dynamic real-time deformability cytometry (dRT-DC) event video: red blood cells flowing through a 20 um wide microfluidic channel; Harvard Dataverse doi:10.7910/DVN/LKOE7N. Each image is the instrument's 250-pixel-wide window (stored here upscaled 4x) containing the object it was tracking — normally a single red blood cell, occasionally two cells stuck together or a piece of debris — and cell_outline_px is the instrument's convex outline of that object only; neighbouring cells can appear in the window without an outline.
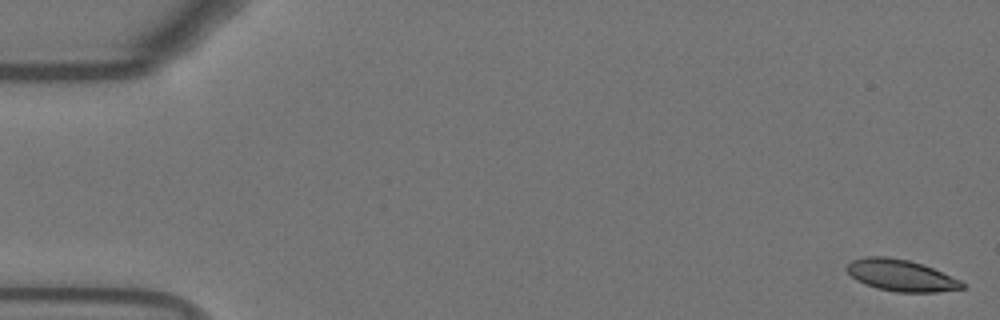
{"species": "Egyptian fruit bat (a non-hibernating species)", "species_latin": "Rousettus aegyptiacus", "temperature_condition": "warm", "stored_images_in_passage": 55, "camera_frame_rate_fps": 3000, "um_per_image_px": 0.085, "animal": {"sex": "female"}, "frame": {"image": 1, "passage_image": 1, "time_ms": 0.0, "image_size_px": [1000, 320], "cell_outline_px": [[964, 288], [936, 292], [896, 292], [876, 288], [864, 284], [856, 280], [848, 272], [848, 264], [852, 260], [864, 256], [888, 256], [908, 260], [924, 264], [960, 280], [964, 284]], "centroid_in_image_um": [76.57, 23.4], "position_along_channel_um": 8.4, "area_um2": 21.21}}
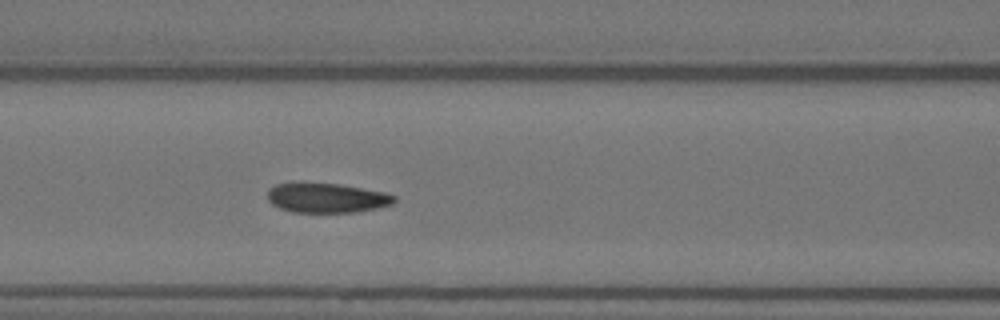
{"frame": {"image": 2, "passage_image": 23, "time_ms": 7.333, "image_size_px": [1000, 320], "cell_outline_px": [[396, 200], [392, 204], [376, 208], [352, 212], [292, 212], [280, 208], [272, 204], [268, 200], [268, 188], [276, 184], [300, 180], [304, 180], [340, 184], [384, 192], [396, 196]], "centroid_in_image_um": [27.7, 16.77], "position_along_channel_um": 138.9, "area_um2": 22.48}}
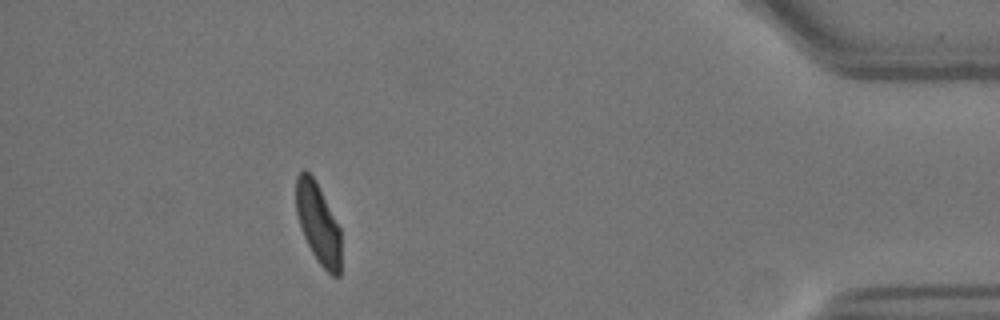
{"frame": {"image": 3, "passage_image": 49, "time_ms": 16.0, "image_size_px": [1000, 320], "cell_outline_px": [[340, 276], [332, 276], [316, 260], [304, 236], [296, 212], [296, 176], [304, 168], [316, 180], [340, 228]], "centroid_in_image_um": [27.04, 18.96], "position_along_channel_um": 408.2, "area_um2": 20.98}, "authors_computed_cell_mechanics": {"area_um2": 22.4264, "velocity_mm_per_s": 3.7195, "shape_relaxation_time_tau1_ms": null, "shape_relaxation_time_tau2_ms": 1.2037, "deformation_change_tau1": null, "deformation_change_tau2": 0.0711}}